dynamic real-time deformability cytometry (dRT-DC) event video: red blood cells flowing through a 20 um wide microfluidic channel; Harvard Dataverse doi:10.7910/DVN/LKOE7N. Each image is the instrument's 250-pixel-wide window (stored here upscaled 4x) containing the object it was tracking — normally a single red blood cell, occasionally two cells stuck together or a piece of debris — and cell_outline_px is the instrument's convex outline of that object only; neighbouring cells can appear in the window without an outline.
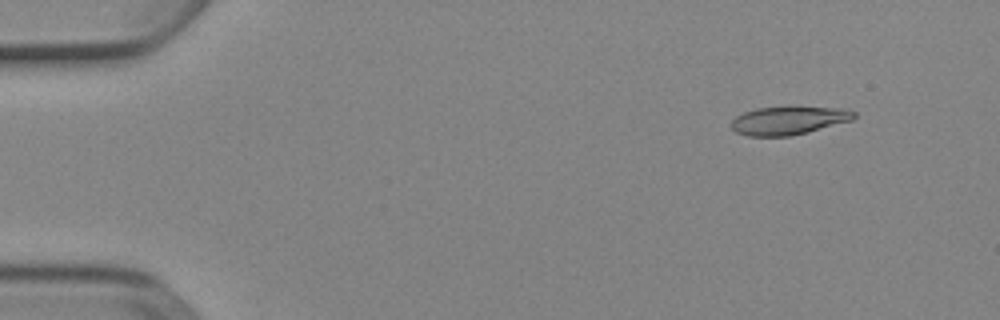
{"species": "Egyptian fruit bat (a non-hibernating species)", "species_latin": "Rousettus aegyptiacus", "temperature_condition": "cold", "stored_images_in_passage": 48, "camera_frame_rate_fps": 3000, "um_per_image_px": 0.085, "animal": {"sex": "female"}, "frame": {"image": 1, "passage_image": 1, "time_ms": 0.0, "image_size_px": [1000, 320], "cell_outline_px": [[856, 116], [852, 120], [808, 132], [788, 136], [748, 136], [736, 132], [732, 128], [732, 120], [736, 116], [744, 112], [756, 108], [788, 104], [848, 108], [856, 112]], "centroid_in_image_um": [67.09, 10.18], "position_along_channel_um": 17.9, "area_um2": 21.15}}
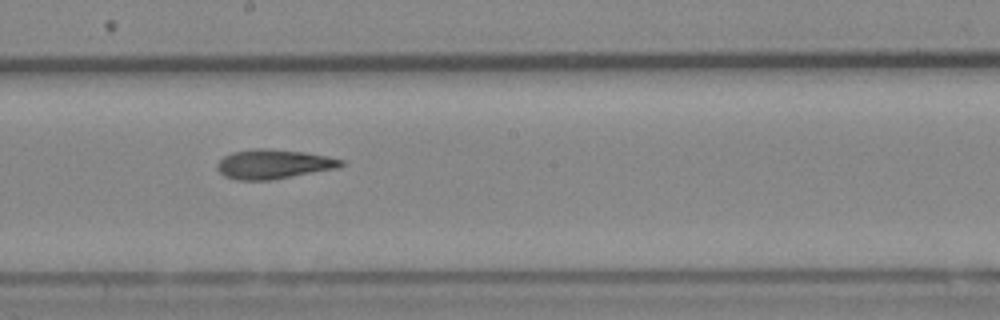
{"frame": {"image": 2, "passage_image": 25, "time_ms": 8.0, "image_size_px": [1000, 320], "cell_outline_px": [[344, 164], [336, 168], [272, 180], [236, 180], [224, 176], [216, 168], [216, 164], [224, 156], [232, 152], [252, 148], [264, 148], [304, 152], [344, 160]], "centroid_in_image_um": [23.19, 13.95], "position_along_channel_um": 225.0, "area_um2": 21.15}}
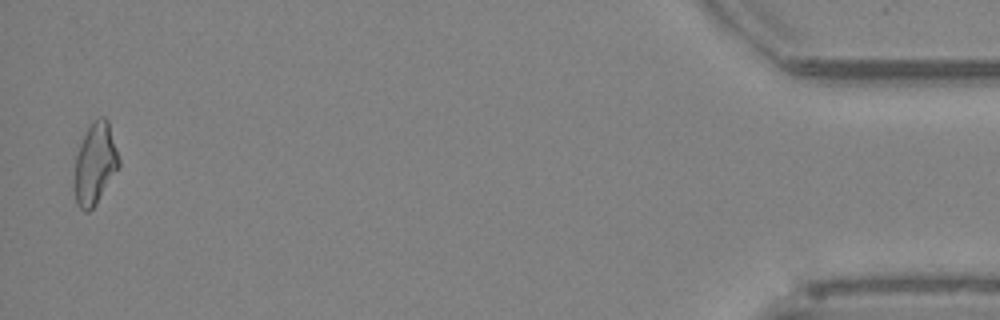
{"frame": {"image": 3, "passage_image": 47, "time_ms": 15.333, "image_size_px": [1000, 320], "cell_outline_px": [[120, 164], [96, 204], [88, 212], [84, 212], [76, 204], [72, 188], [72, 184], [76, 156], [80, 144], [88, 128], [100, 116], [104, 116], [108, 120], [120, 160]], "centroid_in_image_um": [8.04, 13.97], "position_along_channel_um": 427.2, "area_um2": 21.15}, "authors_computed_cell_mechanics": {"area_um2": 20.9525, "velocity_mm_per_s": 3.9049, "shape_relaxation_time_tau1_ms": 5.8625, "shape_relaxation_time_tau2_ms": 5.5597, "deformation_change_tau1": 0.1816, "deformation_change_tau2": 0.1765}}